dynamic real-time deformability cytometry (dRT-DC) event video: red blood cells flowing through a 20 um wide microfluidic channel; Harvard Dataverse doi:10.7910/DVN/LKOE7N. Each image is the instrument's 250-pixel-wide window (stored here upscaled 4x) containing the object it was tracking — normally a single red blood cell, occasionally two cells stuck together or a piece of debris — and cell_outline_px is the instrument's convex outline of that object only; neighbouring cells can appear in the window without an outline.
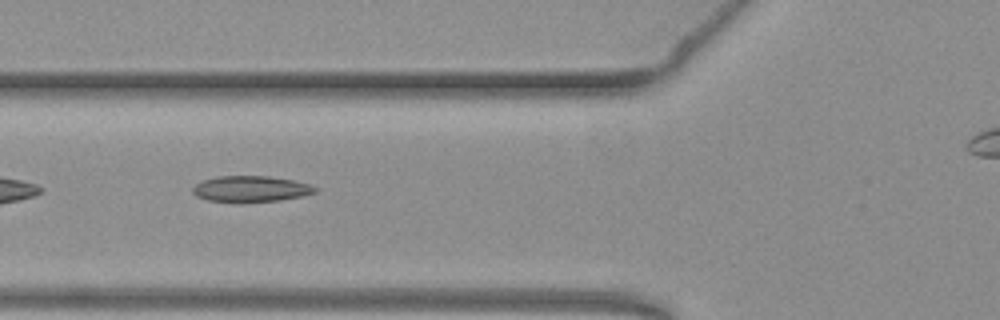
{"species": "common noctule bat (a hibernating species)", "species_latin": "Nyctalus noctula", "temperature_condition": "warm", "stored_images_in_passage": 12, "camera_frame_rate_fps": 3000, "um_per_image_px": 0.085, "animal": {"sex": "female", "body_mass_g": 19.3, "forearm_length_mm": 54.1}, "frame": {"image": 1, "passage_image": 4, "time_ms": 1.0, "image_size_px": [1000, 320], "cell_outline_px": [[316, 192], [304, 196], [280, 200], [244, 204], [236, 204], [208, 200], [196, 196], [192, 192], [192, 188], [196, 184], [204, 180], [216, 176], [268, 176], [292, 180], [308, 184], [316, 188]], "centroid_in_image_um": [21.28, 16.09], "position_along_channel_um": 104.5, "area_um2": 19.02}}
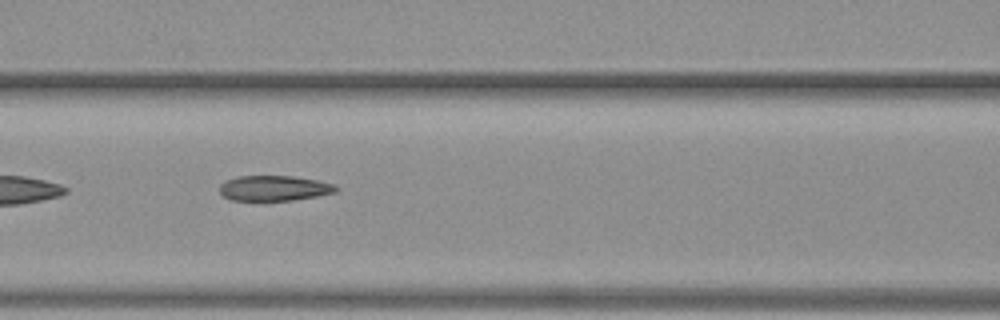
{"frame": {"image": 2, "passage_image": 7, "time_ms": 2.0, "image_size_px": [1000, 320], "cell_outline_px": [[340, 188], [336, 192], [316, 196], [292, 200], [232, 200], [224, 196], [220, 192], [220, 184], [224, 180], [236, 176], [296, 176], [320, 180], [336, 184]], "centroid_in_image_um": [23.34, 15.98], "position_along_channel_um": 143.3, "area_um2": 17.34}}
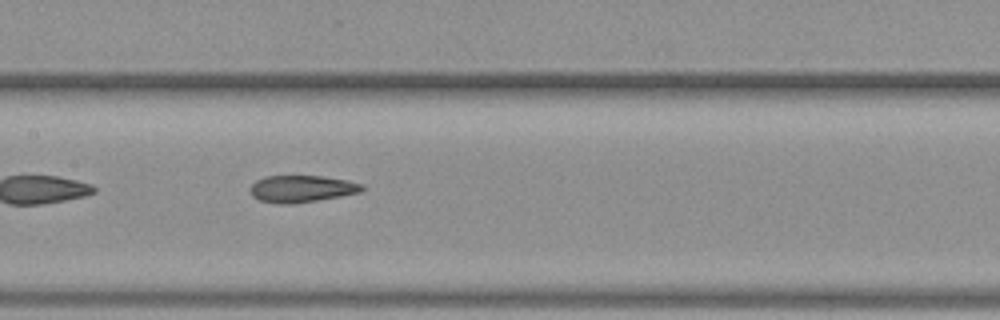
{"frame": {"image": 3, "passage_image": 10, "time_ms": 3.0, "image_size_px": [1000, 320], "cell_outline_px": [[364, 188], [360, 192], [340, 196], [292, 204], [280, 204], [260, 200], [252, 196], [248, 188], [256, 180], [264, 176], [320, 176], [348, 180], [364, 184]], "centroid_in_image_um": [25.62, 16.04], "position_along_channel_um": 181.8, "area_um2": 17.57}}